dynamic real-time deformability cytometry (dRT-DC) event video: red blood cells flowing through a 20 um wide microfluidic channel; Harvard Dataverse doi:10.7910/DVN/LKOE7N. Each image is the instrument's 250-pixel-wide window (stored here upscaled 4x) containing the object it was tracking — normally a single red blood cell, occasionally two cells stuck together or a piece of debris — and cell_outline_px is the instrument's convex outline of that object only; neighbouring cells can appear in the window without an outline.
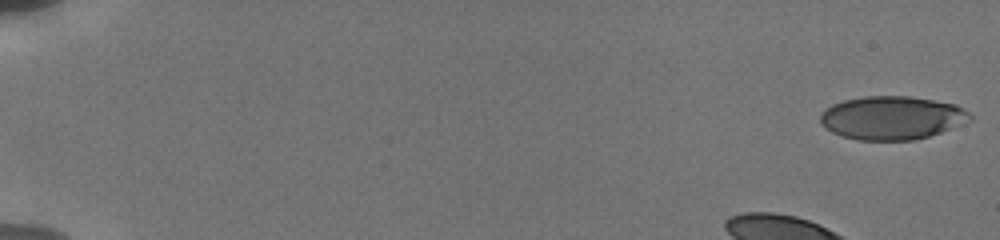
{"species": "human", "species_latin": "Homo sapiens", "temperature_condition": "cold", "stored_images_in_passage": 33, "camera_frame_rate_fps": 3000, "um_per_image_px": 0.085, "donor": {"sex": "male"}, "frame": {"image": 1, "passage_image": 1, "time_ms": 0.0, "image_size_px": [1000, 240], "cell_outline_px": [[972, 120], [952, 128], [928, 136], [912, 140], [856, 140], [840, 136], [832, 132], [820, 124], [820, 112], [832, 104], [844, 100], [864, 96], [908, 96], [956, 104], [968, 112], [972, 116]], "centroid_in_image_um": [75.78, 10.01], "position_along_channel_um": 9.2, "area_um2": 37.97}}